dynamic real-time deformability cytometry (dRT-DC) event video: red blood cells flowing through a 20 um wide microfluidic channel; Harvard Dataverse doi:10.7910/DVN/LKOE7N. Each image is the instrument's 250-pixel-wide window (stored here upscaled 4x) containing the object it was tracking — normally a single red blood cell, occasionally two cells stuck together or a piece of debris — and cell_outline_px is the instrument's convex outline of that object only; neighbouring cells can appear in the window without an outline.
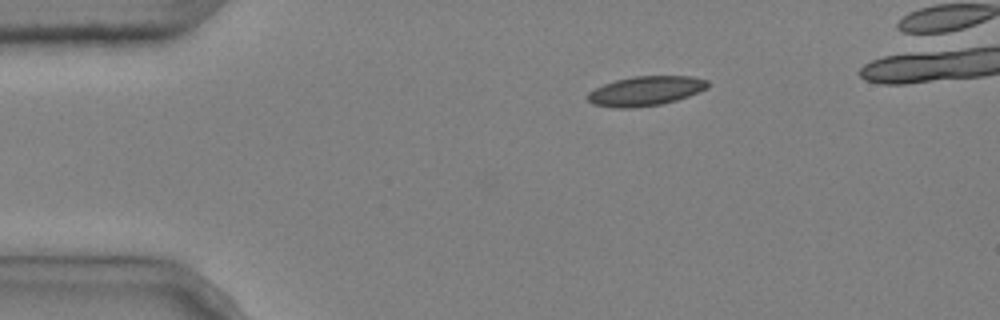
{"species": "common noctule bat (a hibernating species)", "species_latin": "Nyctalus noctula", "temperature_condition": "cold", "stored_images_in_passage": 3, "camera_frame_rate_fps": 3000, "um_per_image_px": 0.085, "animal": {"sex": "male", "body_mass_g": 20.4}, "frame": {"image": 1, "passage_image": 3, "time_ms": 0.667, "image_size_px": [1000, 320], "cell_outline_px": [[708, 88], [688, 96], [676, 100], [660, 104], [632, 108], [612, 108], [592, 104], [588, 100], [588, 92], [604, 84], [616, 80], [632, 76], [692, 76], [708, 80]], "centroid_in_image_um": [54.87, 7.73], "position_along_channel_um": 30.1, "area_um2": 20.63}}